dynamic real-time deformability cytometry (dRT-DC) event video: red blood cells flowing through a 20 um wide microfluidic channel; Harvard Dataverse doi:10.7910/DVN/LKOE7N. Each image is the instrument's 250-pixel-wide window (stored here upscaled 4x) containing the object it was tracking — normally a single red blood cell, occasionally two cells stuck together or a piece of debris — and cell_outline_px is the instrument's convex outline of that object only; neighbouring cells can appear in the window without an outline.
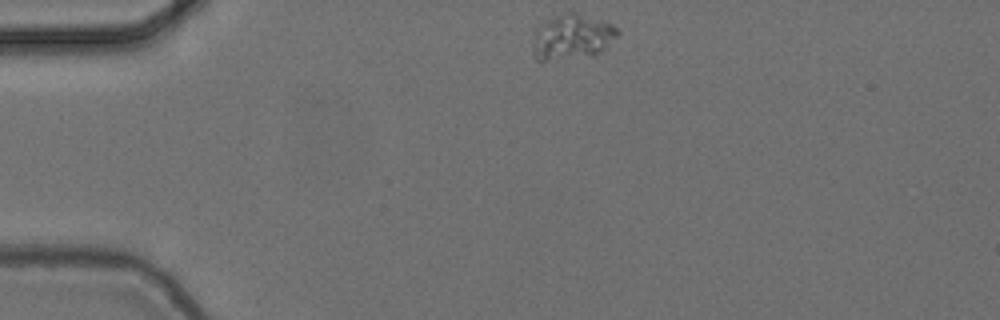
{"species": "common noctule bat (a hibernating species)", "species_latin": "Nyctalus noctula", "temperature_condition": "cold", "stored_images_in_passage": 43, "camera_frame_rate_fps": 3000, "um_per_image_px": 0.085, "animal": {"sex": "female", "body_mass_g": 24.6, "forearm_length_mm": 56.2}, "frame": {"image": 1, "passage_image": 1, "time_ms": 0.0, "image_size_px": [1000, 320], "cell_outline_px": [[620, 32], [596, 56], [544, 60], [536, 60], [532, 52], [536, 28], [548, 20], [564, 12], [576, 12], [612, 24]], "centroid_in_image_um": [48.62, 3.14], "position_along_channel_um": 36.4, "area_um2": 22.08}}
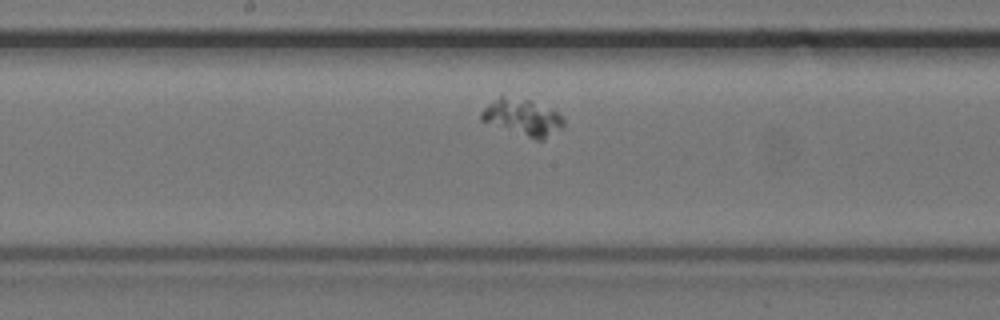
{"frame": {"image": 2, "passage_image": 19, "time_ms": 6.0, "image_size_px": [1000, 320], "cell_outline_px": [[564, 124], [560, 128], [544, 140], [536, 140], [480, 120], [480, 112], [500, 92], [528, 100], [556, 112], [564, 120]], "centroid_in_image_um": [44.34, 9.93], "position_along_channel_um": 203.9, "area_um2": 17.51}}
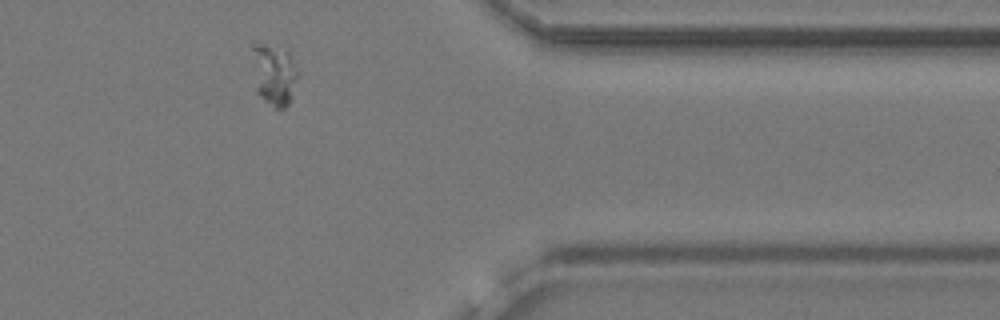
{"frame": {"image": 3, "passage_image": 36, "time_ms": 11.667, "image_size_px": [1000, 320], "cell_outline_px": [[296, 80], [288, 104], [284, 108], [276, 108], [260, 96], [256, 92], [248, 44], [252, 40], [260, 40], [288, 48], [296, 72]], "centroid_in_image_um": [23.17, 6.14], "position_along_channel_um": 388.2, "area_um2": 17.17}}